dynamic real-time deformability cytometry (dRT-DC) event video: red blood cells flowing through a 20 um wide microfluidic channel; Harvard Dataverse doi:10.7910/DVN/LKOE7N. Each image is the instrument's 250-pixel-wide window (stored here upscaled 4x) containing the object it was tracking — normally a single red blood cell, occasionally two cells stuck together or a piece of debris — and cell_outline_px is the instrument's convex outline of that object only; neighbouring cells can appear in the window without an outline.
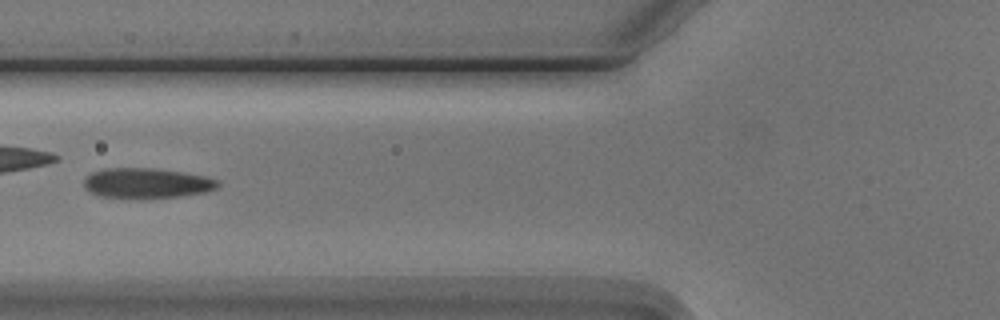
{"species": "Egyptian fruit bat (a non-hibernating species)", "species_latin": "Rousettus aegyptiacus", "temperature_condition": "cold", "stored_images_in_passage": 6, "camera_frame_rate_fps": 3000, "um_per_image_px": 0.085, "animal": {"sex": "male"}, "frame": {"image": 1, "passage_image": 5, "time_ms": 5.667, "image_size_px": [1000, 320], "cell_outline_px": [[220, 184], [216, 188], [204, 192], [184, 196], [140, 200], [100, 196], [88, 192], [84, 188], [84, 180], [92, 172], [104, 168], [152, 168], [180, 172], [204, 176], [216, 180]], "centroid_in_image_um": [12.42, 15.6], "position_along_channel_um": 113.4, "area_um2": 23.93}}
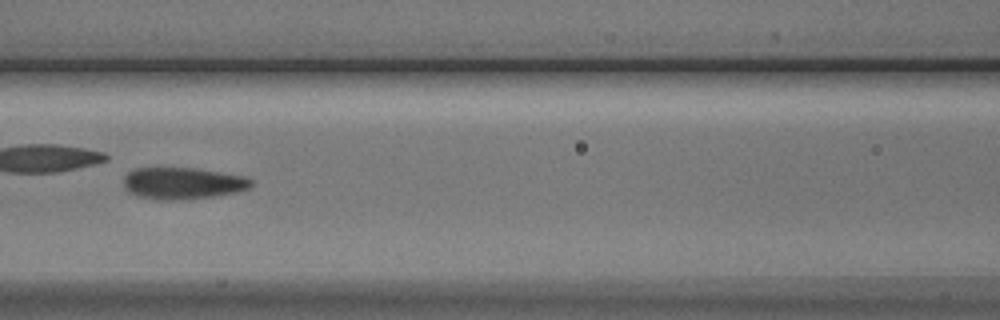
{"frame": {"image": 2, "passage_image": 6, "time_ms": 6.667, "image_size_px": [1000, 320], "cell_outline_px": [[256, 184], [252, 188], [240, 192], [216, 196], [184, 200], [156, 200], [136, 196], [128, 192], [124, 188], [124, 176], [132, 168], [196, 168], [248, 176]], "centroid_in_image_um": [15.59, 15.59], "position_along_channel_um": 151.0, "area_um2": 24.39}}